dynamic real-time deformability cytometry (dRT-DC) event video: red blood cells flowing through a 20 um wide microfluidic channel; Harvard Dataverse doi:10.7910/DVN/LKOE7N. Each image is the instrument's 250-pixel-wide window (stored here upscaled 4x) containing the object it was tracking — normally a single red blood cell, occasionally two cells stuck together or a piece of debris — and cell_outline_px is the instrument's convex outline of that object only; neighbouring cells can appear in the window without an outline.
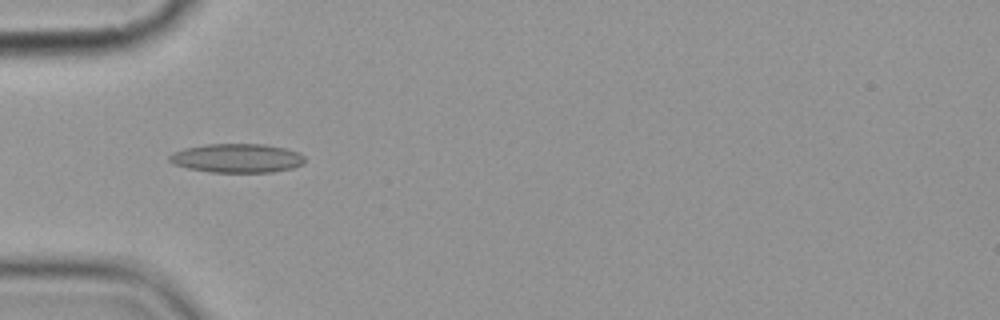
{"species": "common noctule bat (a hibernating species)", "species_latin": "Nyctalus noctula", "temperature_condition": "cold", "stored_images_in_passage": 4, "camera_frame_rate_fps": 3000, "um_per_image_px": 0.085, "animal": {"sex": "female", "body_mass_g": 19.9}, "frame": {"image": 1, "passage_image": 3, "time_ms": 3.333, "image_size_px": [1000, 320], "cell_outline_px": [[304, 164], [292, 168], [272, 172], [208, 172], [188, 168], [172, 164], [168, 160], [168, 156], [172, 152], [184, 148], [204, 144], [264, 144], [284, 148], [300, 152], [304, 156]], "centroid_in_image_um": [20.12, 13.44], "position_along_channel_um": 64.9, "area_um2": 23.06}}
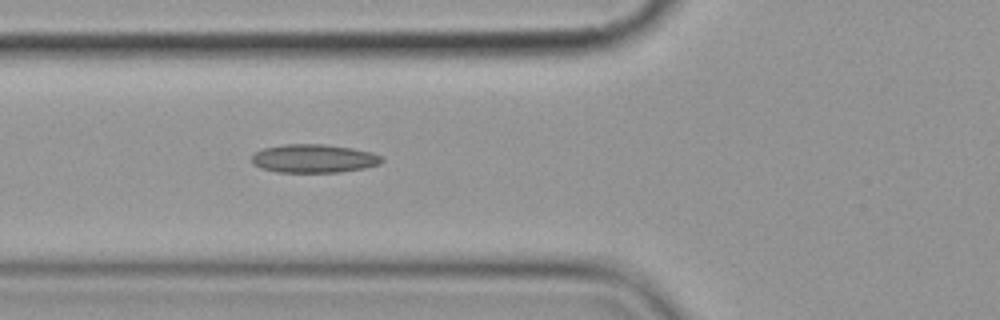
{"frame": {"image": 2, "passage_image": 4, "time_ms": 4.333, "image_size_px": [1000, 320], "cell_outline_px": [[384, 160], [380, 164], [364, 168], [340, 172], [276, 172], [260, 168], [252, 164], [252, 156], [256, 152], [264, 148], [284, 144], [324, 144], [352, 148], [372, 152], [380, 156]], "centroid_in_image_um": [26.67, 13.47], "position_along_channel_um": 99.1, "area_um2": 21.62}}